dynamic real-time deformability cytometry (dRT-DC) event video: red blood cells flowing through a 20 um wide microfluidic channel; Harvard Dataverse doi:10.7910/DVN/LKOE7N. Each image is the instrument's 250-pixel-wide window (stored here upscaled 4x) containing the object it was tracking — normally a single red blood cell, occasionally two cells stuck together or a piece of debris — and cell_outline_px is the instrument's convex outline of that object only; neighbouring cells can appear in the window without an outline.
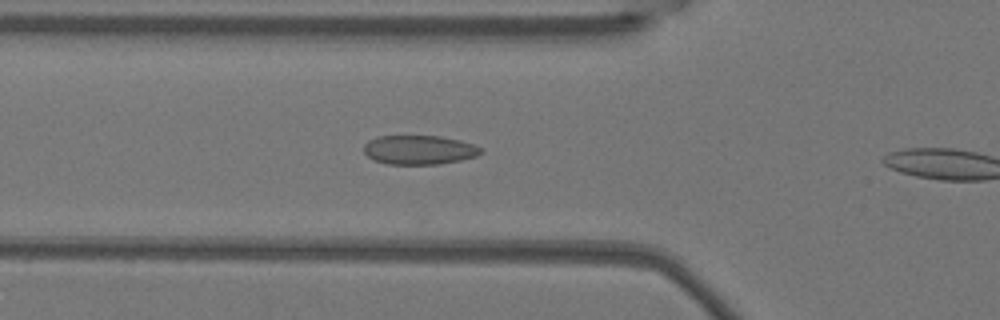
{"species": "Egyptian fruit bat (a non-hibernating species)", "species_latin": "Rousettus aegyptiacus", "temperature_condition": "warm", "stored_images_in_passage": 5, "camera_frame_rate_fps": 3000, "um_per_image_px": 0.085, "animal": {"sex": "female"}, "frame": {"image": 1, "passage_image": 4, "time_ms": 1.0, "image_size_px": [1000, 320], "cell_outline_px": [[484, 152], [476, 156], [460, 160], [440, 164], [388, 164], [372, 160], [364, 152], [364, 144], [368, 140], [376, 136], [440, 136], [460, 140], [484, 148]], "centroid_in_image_um": [35.63, 12.74], "position_along_channel_um": 90.2, "area_um2": 20.06}}